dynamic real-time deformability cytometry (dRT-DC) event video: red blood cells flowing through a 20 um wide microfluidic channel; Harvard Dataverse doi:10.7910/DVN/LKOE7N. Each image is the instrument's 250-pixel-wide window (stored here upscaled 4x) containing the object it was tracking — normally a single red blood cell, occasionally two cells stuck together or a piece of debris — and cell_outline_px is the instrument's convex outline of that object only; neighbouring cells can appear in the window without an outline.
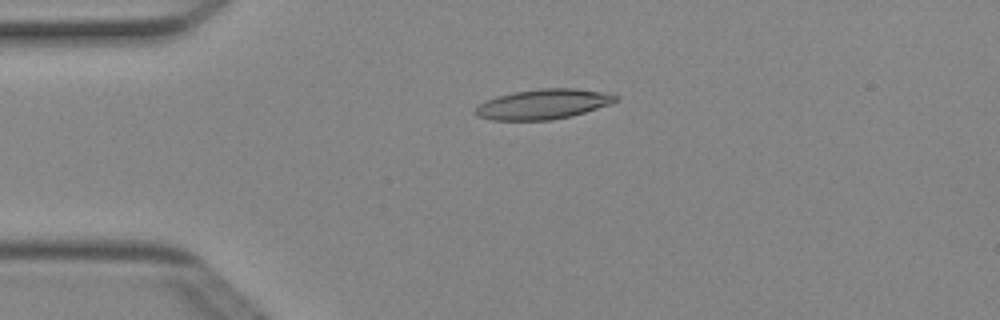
{"species": "Egyptian fruit bat (a non-hibernating species)", "species_latin": "Rousettus aegyptiacus", "temperature_condition": "cold", "stored_images_in_passage": 4, "camera_frame_rate_fps": 3000, "um_per_image_px": 0.085, "animal": {"sex": "female"}, "frame": {"image": 1, "passage_image": 3, "time_ms": 0.667, "image_size_px": [1000, 320], "cell_outline_px": [[620, 100], [612, 104], [572, 116], [552, 120], [492, 120], [476, 116], [476, 108], [484, 100], [496, 96], [512, 92], [540, 88], [576, 88], [600, 92], [616, 96]], "centroid_in_image_um": [46.16, 8.85], "position_along_channel_um": 38.8, "area_um2": 24.62}}